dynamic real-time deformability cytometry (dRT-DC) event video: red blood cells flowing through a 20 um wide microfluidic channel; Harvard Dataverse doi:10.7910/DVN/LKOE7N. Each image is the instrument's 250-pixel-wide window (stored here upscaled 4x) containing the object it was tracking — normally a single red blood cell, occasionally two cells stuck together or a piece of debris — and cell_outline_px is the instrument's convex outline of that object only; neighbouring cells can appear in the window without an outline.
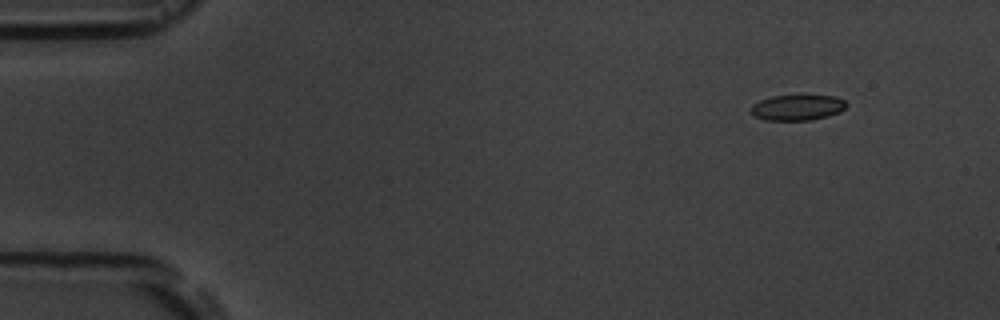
{"species": "common noctule bat (a hibernating species)", "species_latin": "Nyctalus noctula", "temperature_condition": "room temperature", "stored_images_in_passage": 4, "camera_frame_rate_fps": 3000, "um_per_image_px": 0.085, "animal": {"sex": "male", "body_mass_g": 19.5, "forearm_length_mm": 54.6}, "frame": {"image": 1, "passage_image": 1, "time_ms": 0.0, "image_size_px": [1000, 320], "cell_outline_px": [[848, 104], [840, 112], [828, 116], [812, 120], [764, 120], [756, 116], [748, 108], [752, 104], [760, 100], [772, 96], [804, 92], [832, 96], [844, 100]], "centroid_in_image_um": [67.79, 9.08], "position_along_channel_um": 17.2, "area_um2": 15.03}}
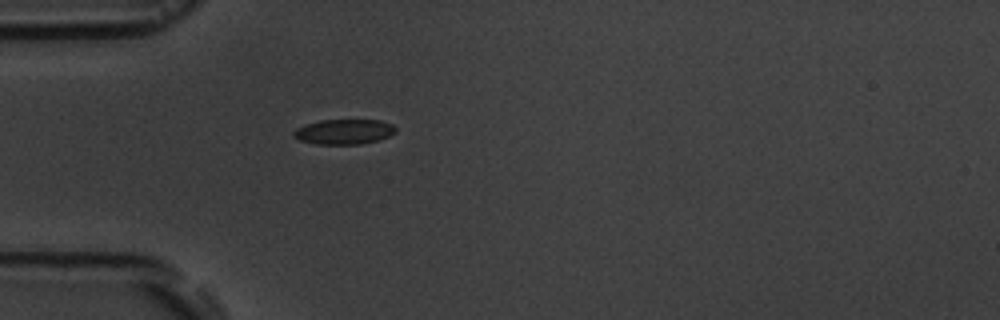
{"frame": {"image": 2, "passage_image": 4, "time_ms": 3.667, "image_size_px": [1000, 320], "cell_outline_px": [[396, 132], [380, 140], [360, 144], [316, 144], [300, 140], [292, 136], [292, 132], [296, 128], [304, 124], [320, 120], [380, 120], [392, 124], [396, 128]], "centroid_in_image_um": [29.22, 11.19], "position_along_channel_um": 55.8, "area_um2": 15.03}}